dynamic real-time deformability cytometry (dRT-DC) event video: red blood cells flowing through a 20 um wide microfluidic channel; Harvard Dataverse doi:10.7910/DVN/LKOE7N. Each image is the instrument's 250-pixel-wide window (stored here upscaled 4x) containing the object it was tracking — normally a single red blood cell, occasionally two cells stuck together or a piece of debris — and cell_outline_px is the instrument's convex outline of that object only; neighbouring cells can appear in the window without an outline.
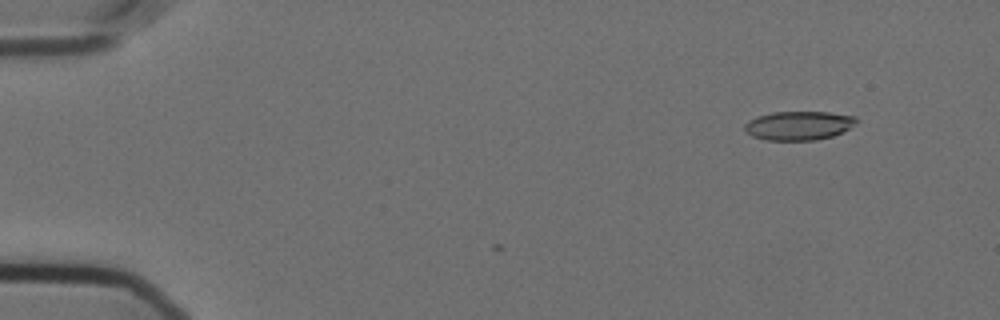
{"species": "Egyptian fruit bat (a non-hibernating species)", "species_latin": "Rousettus aegyptiacus", "temperature_condition": "cold", "stored_images_in_passage": 5, "camera_frame_rate_fps": 3000, "um_per_image_px": 0.085, "animal": {"sex": "female"}, "frame": {"image": 1, "passage_image": 5, "time_ms": 1.333, "image_size_px": [1000, 320], "cell_outline_px": [[860, 120], [848, 128], [832, 136], [816, 140], [764, 140], [752, 136], [744, 128], [744, 124], [748, 120], [756, 116], [772, 112], [828, 112], [856, 116]], "centroid_in_image_um": [67.87, 10.66], "position_along_channel_um": 17.1, "area_um2": 18.84}}